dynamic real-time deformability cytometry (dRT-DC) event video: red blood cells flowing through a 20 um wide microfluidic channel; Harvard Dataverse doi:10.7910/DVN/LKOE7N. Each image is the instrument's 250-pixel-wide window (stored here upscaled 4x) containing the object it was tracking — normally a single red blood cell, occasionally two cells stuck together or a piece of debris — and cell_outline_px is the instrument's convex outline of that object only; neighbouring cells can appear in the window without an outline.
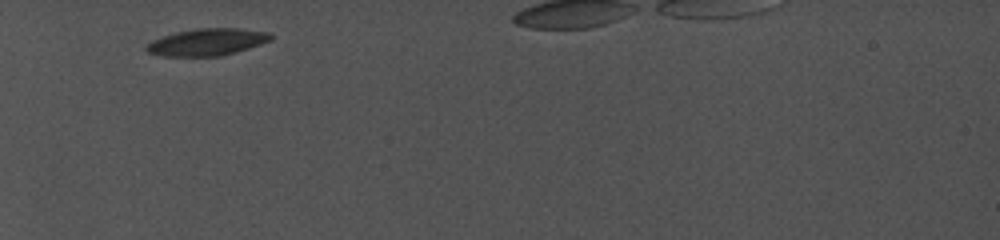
{"species": "common noctule bat (a hibernating species)", "species_latin": "Nyctalus noctula", "temperature_condition": "cold", "stored_images_in_passage": 3, "segment_of_instrument_passage": [1, 2], "camera_frame_rate_fps": 5000, "um_per_image_px": 0.085, "animal": {"sex": "female", "body_mass_g": 19.0, "forearm_length_mm": 56.7}, "frame": {"image": 1, "passage_image": 1, "time_ms": 0.0, "image_size_px": [1000, 240], "cell_outline_px": [[272, 40], [236, 52], [220, 56], [160, 56], [148, 52], [144, 48], [144, 44], [152, 40], [176, 32], [196, 28], [236, 28], [268, 32], [272, 36]], "centroid_in_image_um": [17.56, 3.58], "position_along_channel_um": 67.4, "area_um2": 19.59}}